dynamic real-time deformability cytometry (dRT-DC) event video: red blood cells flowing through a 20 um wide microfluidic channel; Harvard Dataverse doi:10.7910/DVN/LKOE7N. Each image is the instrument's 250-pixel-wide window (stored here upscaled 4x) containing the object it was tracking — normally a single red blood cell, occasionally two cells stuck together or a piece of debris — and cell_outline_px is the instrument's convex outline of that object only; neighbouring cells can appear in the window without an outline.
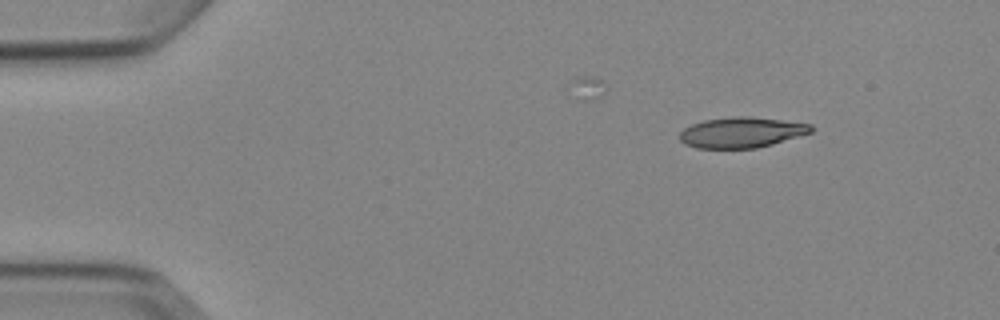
{"species": "Egyptian fruit bat (a non-hibernating species)", "species_latin": "Rousettus aegyptiacus", "temperature_condition": "cold", "stored_images_in_passage": 5, "camera_frame_rate_fps": 3000, "um_per_image_px": 0.085, "animal": {"sex": "female"}, "frame": {"image": 1, "passage_image": 1, "time_ms": 0.0, "image_size_px": [1000, 320], "cell_outline_px": [[816, 128], [812, 132], [772, 144], [756, 148], [696, 148], [684, 144], [680, 140], [680, 132], [684, 128], [692, 124], [704, 120], [732, 116], [748, 116], [812, 124]], "centroid_in_image_um": [63.03, 11.25], "position_along_channel_um": 22.0, "area_um2": 23.41}}
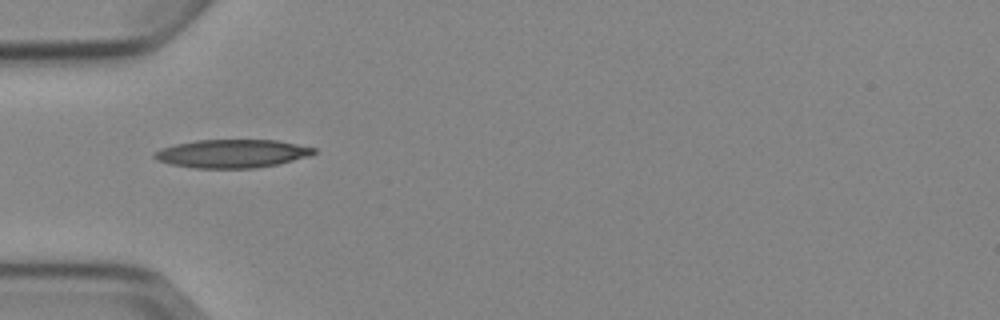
{"frame": {"image": 2, "passage_image": 4, "time_ms": 3.333, "image_size_px": [1000, 320], "cell_outline_px": [[316, 152], [308, 156], [276, 164], [256, 168], [192, 168], [172, 164], [156, 160], [152, 156], [160, 148], [176, 144], [196, 140], [276, 140], [316, 148]], "centroid_in_image_um": [19.69, 13.05], "position_along_channel_um": 65.3, "area_um2": 26.13}}
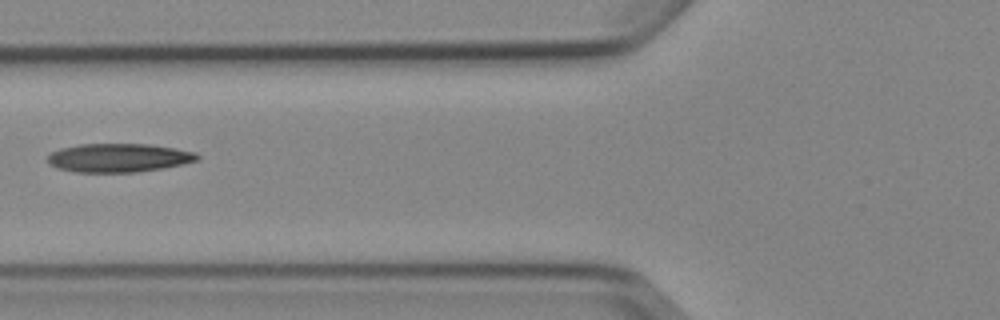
{"frame": {"image": 3, "passage_image": 5, "time_ms": 4.667, "image_size_px": [1000, 320], "cell_outline_px": [[200, 156], [196, 160], [180, 164], [160, 168], [136, 172], [76, 172], [56, 168], [48, 164], [48, 156], [52, 152], [60, 148], [80, 144], [152, 144], [196, 152]], "centroid_in_image_um": [10.04, 13.4], "position_along_channel_um": 115.8, "area_um2": 24.85}}